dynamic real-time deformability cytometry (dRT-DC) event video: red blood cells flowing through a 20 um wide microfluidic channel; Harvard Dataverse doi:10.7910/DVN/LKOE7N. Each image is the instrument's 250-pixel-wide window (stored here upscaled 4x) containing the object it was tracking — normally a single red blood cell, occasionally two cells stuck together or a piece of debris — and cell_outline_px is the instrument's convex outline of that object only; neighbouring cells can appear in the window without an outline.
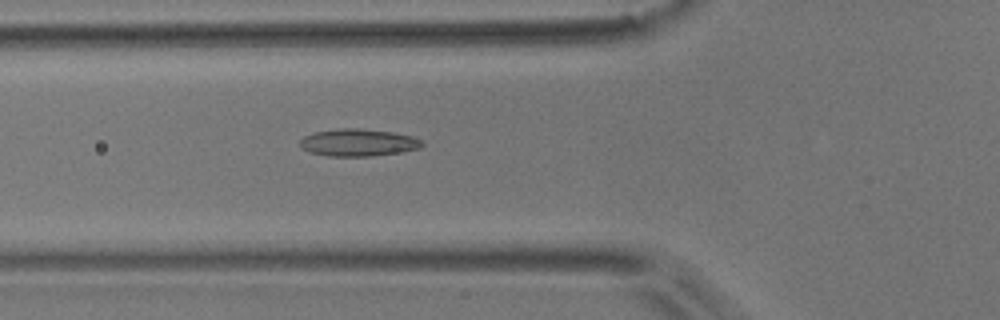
{"species": "common noctule bat (a hibernating species)", "species_latin": "Nyctalus noctula", "temperature_condition": "room temperature", "stored_images_in_passage": 53, "camera_frame_rate_fps": 3000, "um_per_image_px": 0.085, "animal": {"sex": "male", "body_mass_g": 17.9}, "frame": {"image": 1, "passage_image": 19, "time_ms": 6.0, "image_size_px": [1000, 320], "cell_outline_px": [[424, 144], [420, 148], [404, 152], [372, 156], [328, 156], [308, 152], [300, 144], [300, 140], [304, 136], [316, 132], [340, 128], [364, 128], [392, 132], [412, 136], [420, 140]], "centroid_in_image_um": [30.47, 12.12], "position_along_channel_um": 95.3, "area_um2": 19.48}}
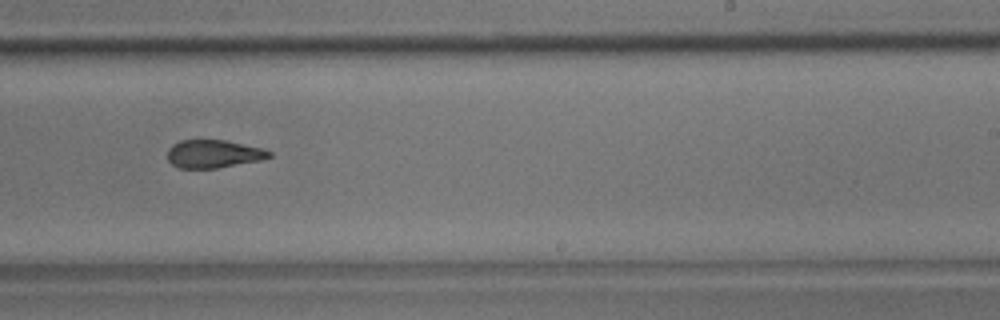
{"frame": {"image": 2, "passage_image": 33, "time_ms": 10.667, "image_size_px": [1000, 320], "cell_outline_px": [[272, 156], [260, 160], [216, 168], [180, 168], [172, 164], [168, 160], [168, 148], [172, 144], [180, 140], [224, 140], [264, 148], [272, 152]], "centroid_in_image_um": [18.15, 13.07], "position_along_channel_um": 270.9, "area_um2": 16.59}}
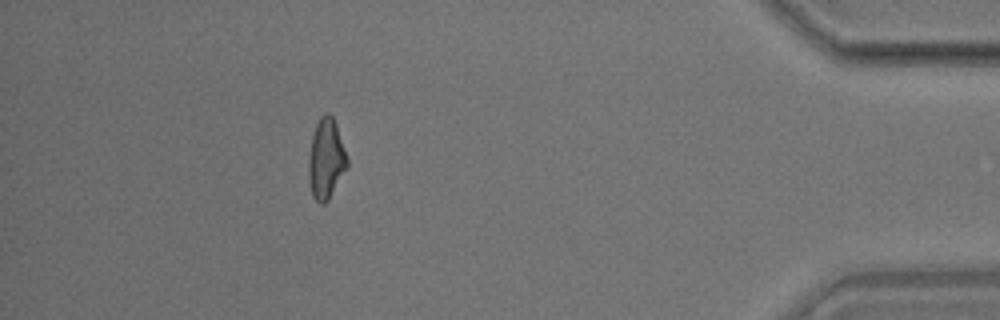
{"frame": {"image": 3, "passage_image": 48, "time_ms": 15.667, "image_size_px": [1000, 320], "cell_outline_px": [[348, 168], [328, 200], [324, 204], [320, 204], [312, 196], [308, 180], [308, 160], [312, 136], [316, 124], [320, 116], [324, 112], [328, 112], [332, 116], [336, 124], [348, 160]], "centroid_in_image_um": [27.71, 13.52], "position_along_channel_um": 407.5, "area_um2": 18.21}, "authors_computed_cell_mechanics": {"area_um2": 17.918, "velocity_mm_per_s": 3.7541, "shape_relaxation_time_tau1_ms": null, "shape_relaxation_time_tau2_ms": 1.8227, "deformation_change_tau1": null, "deformation_change_tau2": 0.0904}}